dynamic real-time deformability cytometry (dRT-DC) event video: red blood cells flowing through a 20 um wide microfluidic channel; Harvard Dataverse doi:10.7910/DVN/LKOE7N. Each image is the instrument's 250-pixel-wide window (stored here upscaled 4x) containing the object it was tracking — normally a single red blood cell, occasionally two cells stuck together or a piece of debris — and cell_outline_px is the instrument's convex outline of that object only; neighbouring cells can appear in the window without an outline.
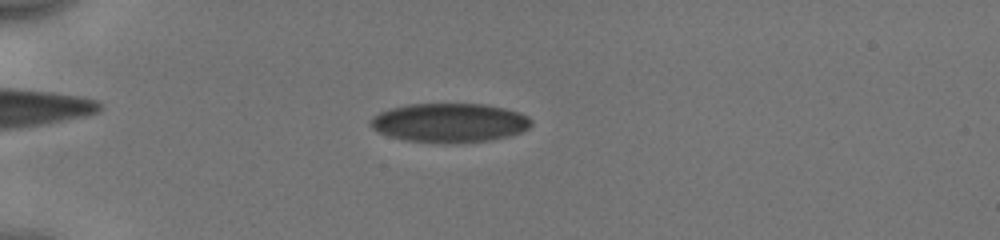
{"species": "human", "species_latin": "Homo sapiens", "temperature_condition": "cold", "stored_images_in_passage": 52, "camera_frame_rate_fps": 3000, "um_per_image_px": 0.085, "donor": {"sex": "male"}, "frame": {"image": 1, "passage_image": 15, "time_ms": 4.667, "image_size_px": [1000, 240], "cell_outline_px": [[532, 124], [528, 128], [512, 136], [488, 140], [444, 144], [404, 140], [388, 136], [372, 128], [368, 124], [368, 120], [372, 116], [388, 108], [408, 104], [488, 104], [504, 108], [528, 116], [532, 120]], "centroid_in_image_um": [38.17, 10.44], "position_along_channel_um": 46.8, "area_um2": 36.99}}
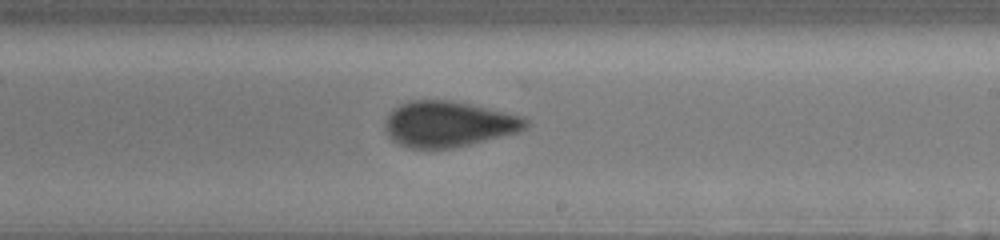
{"frame": {"image": 2, "passage_image": 33, "time_ms": 10.667, "image_size_px": [1000, 240], "cell_outline_px": [[532, 124], [528, 128], [520, 132], [452, 148], [408, 148], [392, 140], [388, 136], [384, 128], [384, 124], [388, 116], [400, 104], [412, 100], [448, 100], [468, 104], [524, 116]], "centroid_in_image_um": [38.16, 10.55], "position_along_channel_um": 250.8, "area_um2": 37.4}}
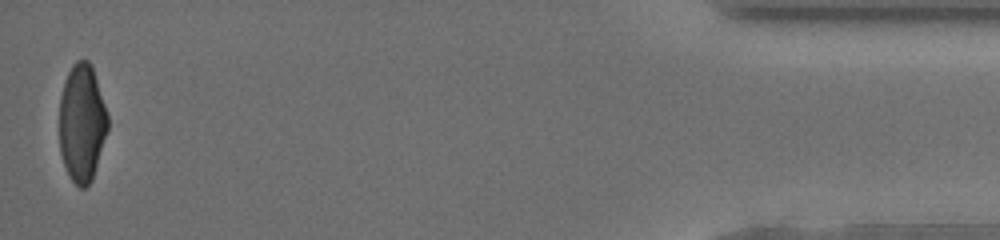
{"frame": {"image": 3, "passage_image": 52, "time_ms": 17.0, "image_size_px": [1000, 240], "cell_outline_px": [[108, 128], [92, 180], [84, 188], [80, 188], [72, 180], [64, 164], [60, 152], [60, 96], [64, 80], [72, 64], [76, 60], [88, 60], [92, 64], [108, 116]], "centroid_in_image_um": [6.96, 10.41], "position_along_channel_um": 428.2, "area_um2": 33.12}, "authors_computed_cell_mechanics": {"area_um2": 36.0383, "velocity_mm_per_s": 3.9734, "shape_relaxation_time_tau1_ms": 11.3965, "shape_relaxation_time_tau2_ms": 1.3901, "deformation_change_tau1": 0.2175, "deformation_change_tau2": 0.047}}